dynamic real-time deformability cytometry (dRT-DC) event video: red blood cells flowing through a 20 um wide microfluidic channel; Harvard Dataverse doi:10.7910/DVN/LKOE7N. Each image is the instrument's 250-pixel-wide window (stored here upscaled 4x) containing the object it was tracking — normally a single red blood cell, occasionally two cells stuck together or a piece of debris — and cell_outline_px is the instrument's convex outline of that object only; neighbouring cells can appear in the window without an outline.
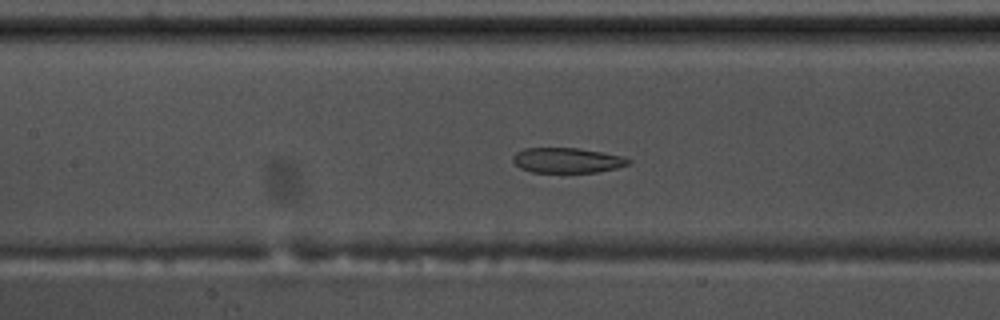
{"species": "common noctule bat (a hibernating species)", "species_latin": "Nyctalus noctula", "temperature_condition": "warm", "stored_images_in_passage": 46, "camera_frame_rate_fps": 3000, "um_per_image_px": 0.085, "animal": {"sex": "male", "body_mass_g": 17.5, "forearm_length_mm": 52.3}, "frame": {"image": 1, "passage_image": 15, "time_ms": 4.667, "image_size_px": [1000, 320], "cell_outline_px": [[632, 160], [628, 164], [616, 168], [596, 172], [532, 172], [520, 168], [512, 160], [512, 156], [516, 152], [524, 148], [576, 148], [624, 156]], "centroid_in_image_um": [48.19, 13.62], "position_along_channel_um": 159.2, "area_um2": 16.82}}
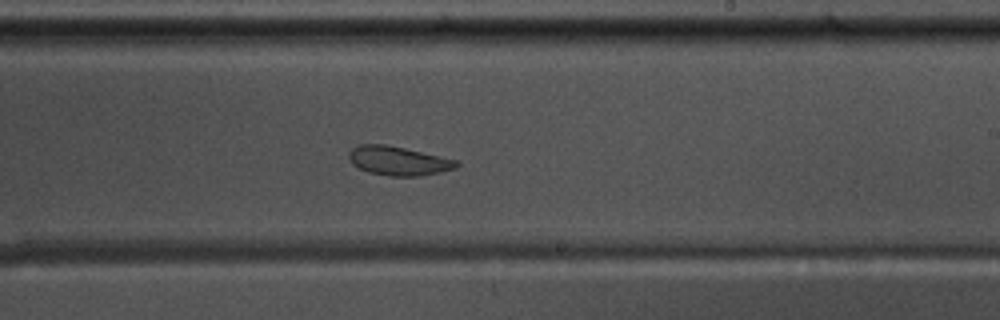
{"frame": {"image": 2, "passage_image": 23, "time_ms": 7.333, "image_size_px": [1000, 320], "cell_outline_px": [[460, 164], [456, 168], [440, 172], [420, 176], [388, 176], [368, 172], [352, 164], [348, 156], [348, 152], [352, 148], [360, 144], [384, 144], [404, 148], [460, 160]], "centroid_in_image_um": [33.88, 13.67], "position_along_channel_um": 255.1, "area_um2": 18.32}}
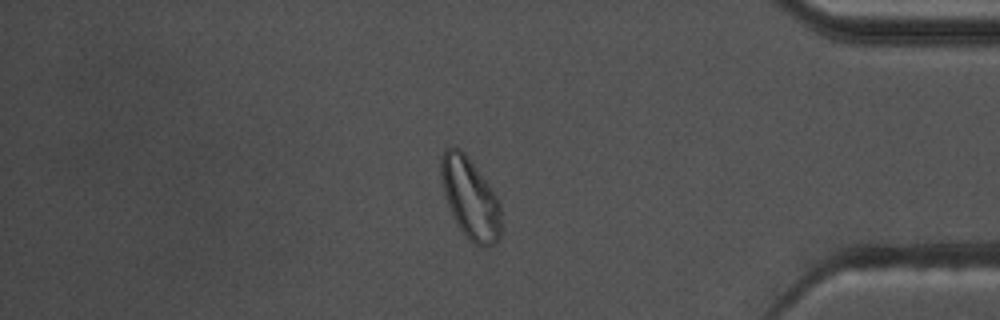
{"frame": {"image": 3, "passage_image": 37, "time_ms": 12.0, "image_size_px": [1000, 320], "cell_outline_px": [[500, 236], [492, 244], [484, 248], [476, 244], [460, 228], [448, 204], [444, 192], [440, 176], [440, 156], [444, 148], [460, 148], [468, 156], [488, 184], [496, 196], [500, 204]], "centroid_in_image_um": [39.95, 16.79], "position_along_channel_um": 395.3, "area_um2": 27.74}, "authors_computed_cell_mechanics": {"area_um2": 19.7965, "velocity_mm_per_s": 3.6108, "shape_relaxation_time_tau1_ms": null, "shape_relaxation_time_tau2_ms": 2.4379, "deformation_change_tau1": null, "deformation_change_tau2": 0.075}}